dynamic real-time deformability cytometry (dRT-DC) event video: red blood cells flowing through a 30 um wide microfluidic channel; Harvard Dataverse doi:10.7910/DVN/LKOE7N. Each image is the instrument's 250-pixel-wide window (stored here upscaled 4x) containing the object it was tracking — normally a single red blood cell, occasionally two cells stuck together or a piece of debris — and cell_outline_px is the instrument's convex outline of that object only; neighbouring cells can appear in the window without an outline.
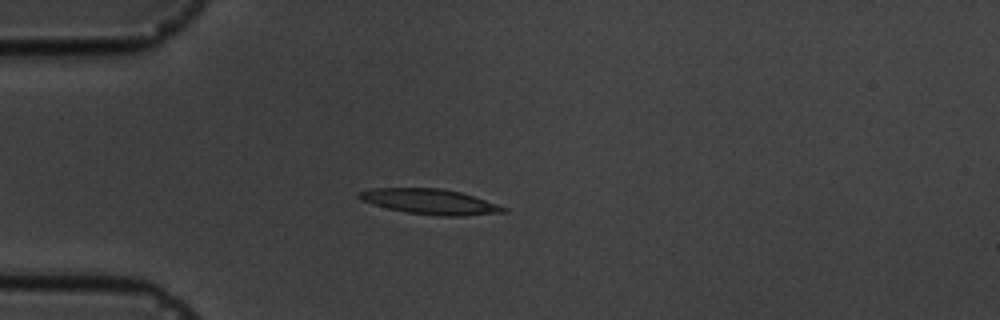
{"species": "common noctule bat (a hibernating species)", "species_latin": "Nyctalus noctula", "temperature_condition": "cold", "stored_images_in_passage": 3, "camera_frame_rate_fps": 3000, "um_per_image_px": 0.085, "animal": {"sex": "male", "body_mass_g": 19.5, "forearm_length_mm": 54.6}, "frame": {"image": 1, "passage_image": 3, "time_ms": 3.0, "image_size_px": [1000, 320], "cell_outline_px": [[508, 212], [464, 216], [436, 216], [408, 212], [388, 208], [360, 200], [356, 196], [356, 192], [372, 188], [440, 188], [460, 192], [508, 208]], "centroid_in_image_um": [36.53, 17.14], "position_along_channel_um": 48.5, "area_um2": 21.21}}